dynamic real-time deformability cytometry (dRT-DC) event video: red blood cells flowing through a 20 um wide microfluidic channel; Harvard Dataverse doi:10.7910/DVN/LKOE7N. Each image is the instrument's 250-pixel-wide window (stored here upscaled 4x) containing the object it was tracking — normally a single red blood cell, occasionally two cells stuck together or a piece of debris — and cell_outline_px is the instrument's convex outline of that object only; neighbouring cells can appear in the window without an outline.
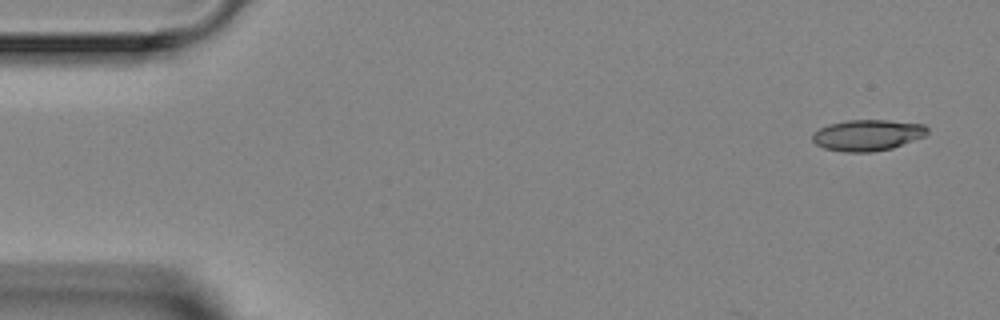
{"species": "Egyptian fruit bat (a non-hibernating species)", "species_latin": "Rousettus aegyptiacus", "temperature_condition": "room temperature", "stored_images_in_passage": 3, "camera_frame_rate_fps": 3000, "um_per_image_px": 0.085, "animal": {"sex": "female"}, "frame": {"image": 1, "passage_image": 1, "time_ms": 0.0, "image_size_px": [1000, 320], "cell_outline_px": [[928, 132], [924, 136], [892, 148], [872, 152], [844, 152], [824, 148], [816, 144], [812, 140], [812, 136], [820, 128], [828, 124], [848, 120], [888, 120], [924, 124], [928, 128]], "centroid_in_image_um": [73.74, 11.48], "position_along_channel_um": 11.3, "area_um2": 20.75}}